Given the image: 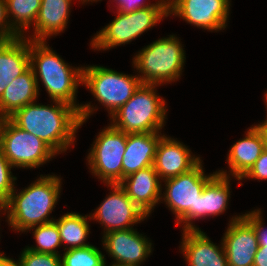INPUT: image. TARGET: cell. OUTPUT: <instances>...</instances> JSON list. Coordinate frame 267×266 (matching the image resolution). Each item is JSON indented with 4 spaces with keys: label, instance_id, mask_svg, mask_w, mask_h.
<instances>
[{
    "label": "cell",
    "instance_id": "cell-38",
    "mask_svg": "<svg viewBox=\"0 0 267 266\" xmlns=\"http://www.w3.org/2000/svg\"><path fill=\"white\" fill-rule=\"evenodd\" d=\"M104 266H107V265H106V262H105ZM110 266H135V265H127V264H118V263H113V264H112V265H110Z\"/></svg>",
    "mask_w": 267,
    "mask_h": 266
},
{
    "label": "cell",
    "instance_id": "cell-19",
    "mask_svg": "<svg viewBox=\"0 0 267 266\" xmlns=\"http://www.w3.org/2000/svg\"><path fill=\"white\" fill-rule=\"evenodd\" d=\"M30 68V40L18 37L0 40V99L13 79Z\"/></svg>",
    "mask_w": 267,
    "mask_h": 266
},
{
    "label": "cell",
    "instance_id": "cell-11",
    "mask_svg": "<svg viewBox=\"0 0 267 266\" xmlns=\"http://www.w3.org/2000/svg\"><path fill=\"white\" fill-rule=\"evenodd\" d=\"M106 186L110 187L112 191L89 217V220L95 219L102 224L105 229L104 234L131 229L134 224L140 223L148 217L127 196L119 184H106Z\"/></svg>",
    "mask_w": 267,
    "mask_h": 266
},
{
    "label": "cell",
    "instance_id": "cell-35",
    "mask_svg": "<svg viewBox=\"0 0 267 266\" xmlns=\"http://www.w3.org/2000/svg\"><path fill=\"white\" fill-rule=\"evenodd\" d=\"M262 133H263V137L265 140V149L267 150V126H260Z\"/></svg>",
    "mask_w": 267,
    "mask_h": 266
},
{
    "label": "cell",
    "instance_id": "cell-25",
    "mask_svg": "<svg viewBox=\"0 0 267 266\" xmlns=\"http://www.w3.org/2000/svg\"><path fill=\"white\" fill-rule=\"evenodd\" d=\"M6 15L11 28L23 37L38 17L41 0H5ZM12 16V17H11ZM11 18V19H9Z\"/></svg>",
    "mask_w": 267,
    "mask_h": 266
},
{
    "label": "cell",
    "instance_id": "cell-37",
    "mask_svg": "<svg viewBox=\"0 0 267 266\" xmlns=\"http://www.w3.org/2000/svg\"><path fill=\"white\" fill-rule=\"evenodd\" d=\"M265 100H266L265 103H266V107H267V91H266V94H265ZM258 126H267V117H266V120L264 122L258 124Z\"/></svg>",
    "mask_w": 267,
    "mask_h": 266
},
{
    "label": "cell",
    "instance_id": "cell-9",
    "mask_svg": "<svg viewBox=\"0 0 267 266\" xmlns=\"http://www.w3.org/2000/svg\"><path fill=\"white\" fill-rule=\"evenodd\" d=\"M87 156L92 174L106 184L122 181V162L126 150L127 133L112 125L104 127L96 136Z\"/></svg>",
    "mask_w": 267,
    "mask_h": 266
},
{
    "label": "cell",
    "instance_id": "cell-12",
    "mask_svg": "<svg viewBox=\"0 0 267 266\" xmlns=\"http://www.w3.org/2000/svg\"><path fill=\"white\" fill-rule=\"evenodd\" d=\"M230 0H168V14L208 31L227 26Z\"/></svg>",
    "mask_w": 267,
    "mask_h": 266
},
{
    "label": "cell",
    "instance_id": "cell-2",
    "mask_svg": "<svg viewBox=\"0 0 267 266\" xmlns=\"http://www.w3.org/2000/svg\"><path fill=\"white\" fill-rule=\"evenodd\" d=\"M46 43V40H30V67L34 71L38 92L41 81L51 100L74 106L78 110L81 127L96 110L90 103H76L77 88L83 85V67L68 65Z\"/></svg>",
    "mask_w": 267,
    "mask_h": 266
},
{
    "label": "cell",
    "instance_id": "cell-1",
    "mask_svg": "<svg viewBox=\"0 0 267 266\" xmlns=\"http://www.w3.org/2000/svg\"><path fill=\"white\" fill-rule=\"evenodd\" d=\"M54 105L35 102L17 110L9 119L20 129L45 142L56 154L63 153L75 142L80 127L78 110L65 102Z\"/></svg>",
    "mask_w": 267,
    "mask_h": 266
},
{
    "label": "cell",
    "instance_id": "cell-15",
    "mask_svg": "<svg viewBox=\"0 0 267 266\" xmlns=\"http://www.w3.org/2000/svg\"><path fill=\"white\" fill-rule=\"evenodd\" d=\"M191 154V150L182 142L163 134L157 144L153 163L159 179L163 181L194 168L201 159Z\"/></svg>",
    "mask_w": 267,
    "mask_h": 266
},
{
    "label": "cell",
    "instance_id": "cell-39",
    "mask_svg": "<svg viewBox=\"0 0 267 266\" xmlns=\"http://www.w3.org/2000/svg\"><path fill=\"white\" fill-rule=\"evenodd\" d=\"M80 1L84 4V2H86V3H87V2H90V1H91V2H94V1L97 2V1H99V0H80ZM100 1H101V0H100Z\"/></svg>",
    "mask_w": 267,
    "mask_h": 266
},
{
    "label": "cell",
    "instance_id": "cell-20",
    "mask_svg": "<svg viewBox=\"0 0 267 266\" xmlns=\"http://www.w3.org/2000/svg\"><path fill=\"white\" fill-rule=\"evenodd\" d=\"M162 136L161 132L127 134L122 180L138 170L153 166L156 147Z\"/></svg>",
    "mask_w": 267,
    "mask_h": 266
},
{
    "label": "cell",
    "instance_id": "cell-21",
    "mask_svg": "<svg viewBox=\"0 0 267 266\" xmlns=\"http://www.w3.org/2000/svg\"><path fill=\"white\" fill-rule=\"evenodd\" d=\"M72 0H41L40 11L33 25L34 35L29 40H46L65 30ZM32 37V38H31Z\"/></svg>",
    "mask_w": 267,
    "mask_h": 266
},
{
    "label": "cell",
    "instance_id": "cell-22",
    "mask_svg": "<svg viewBox=\"0 0 267 266\" xmlns=\"http://www.w3.org/2000/svg\"><path fill=\"white\" fill-rule=\"evenodd\" d=\"M38 95L36 78L30 67L25 73L13 79L10 85H7L0 99V111L6 118H9L17 110L35 102Z\"/></svg>",
    "mask_w": 267,
    "mask_h": 266
},
{
    "label": "cell",
    "instance_id": "cell-16",
    "mask_svg": "<svg viewBox=\"0 0 267 266\" xmlns=\"http://www.w3.org/2000/svg\"><path fill=\"white\" fill-rule=\"evenodd\" d=\"M161 182L154 167L149 166L127 176L119 185L140 210L149 217L156 204L161 202Z\"/></svg>",
    "mask_w": 267,
    "mask_h": 266
},
{
    "label": "cell",
    "instance_id": "cell-27",
    "mask_svg": "<svg viewBox=\"0 0 267 266\" xmlns=\"http://www.w3.org/2000/svg\"><path fill=\"white\" fill-rule=\"evenodd\" d=\"M60 257L61 266H104L106 262L105 255L94 245L68 249Z\"/></svg>",
    "mask_w": 267,
    "mask_h": 266
},
{
    "label": "cell",
    "instance_id": "cell-18",
    "mask_svg": "<svg viewBox=\"0 0 267 266\" xmlns=\"http://www.w3.org/2000/svg\"><path fill=\"white\" fill-rule=\"evenodd\" d=\"M181 251L188 266H229L223 243L214 244L200 230H187L182 233Z\"/></svg>",
    "mask_w": 267,
    "mask_h": 266
},
{
    "label": "cell",
    "instance_id": "cell-5",
    "mask_svg": "<svg viewBox=\"0 0 267 266\" xmlns=\"http://www.w3.org/2000/svg\"><path fill=\"white\" fill-rule=\"evenodd\" d=\"M179 40L175 35L159 38L135 55L133 67L142 83L162 85L180 78L186 57Z\"/></svg>",
    "mask_w": 267,
    "mask_h": 266
},
{
    "label": "cell",
    "instance_id": "cell-26",
    "mask_svg": "<svg viewBox=\"0 0 267 266\" xmlns=\"http://www.w3.org/2000/svg\"><path fill=\"white\" fill-rule=\"evenodd\" d=\"M31 229H34L33 235L37 245L36 247L27 246V249L40 253L60 255L56 249L62 243L57 224L54 221L30 227L28 231H31Z\"/></svg>",
    "mask_w": 267,
    "mask_h": 266
},
{
    "label": "cell",
    "instance_id": "cell-33",
    "mask_svg": "<svg viewBox=\"0 0 267 266\" xmlns=\"http://www.w3.org/2000/svg\"><path fill=\"white\" fill-rule=\"evenodd\" d=\"M20 37L10 26L6 15L5 0H0V40H12Z\"/></svg>",
    "mask_w": 267,
    "mask_h": 266
},
{
    "label": "cell",
    "instance_id": "cell-3",
    "mask_svg": "<svg viewBox=\"0 0 267 266\" xmlns=\"http://www.w3.org/2000/svg\"><path fill=\"white\" fill-rule=\"evenodd\" d=\"M61 180L56 175H40L34 183L18 193L14 189L7 202L0 206V212H7L9 226L23 233L30 227L54 221L49 215L58 202Z\"/></svg>",
    "mask_w": 267,
    "mask_h": 266
},
{
    "label": "cell",
    "instance_id": "cell-32",
    "mask_svg": "<svg viewBox=\"0 0 267 266\" xmlns=\"http://www.w3.org/2000/svg\"><path fill=\"white\" fill-rule=\"evenodd\" d=\"M257 179L266 180L267 179V150L265 149L260 157L255 161L251 169L240 179Z\"/></svg>",
    "mask_w": 267,
    "mask_h": 266
},
{
    "label": "cell",
    "instance_id": "cell-6",
    "mask_svg": "<svg viewBox=\"0 0 267 266\" xmlns=\"http://www.w3.org/2000/svg\"><path fill=\"white\" fill-rule=\"evenodd\" d=\"M200 161L190 171L175 177L165 179V192L161 193V199L175 214L176 225H183L182 230H199L193 225L196 219V202L205 185L217 174L205 175ZM163 195V196H162Z\"/></svg>",
    "mask_w": 267,
    "mask_h": 266
},
{
    "label": "cell",
    "instance_id": "cell-36",
    "mask_svg": "<svg viewBox=\"0 0 267 266\" xmlns=\"http://www.w3.org/2000/svg\"><path fill=\"white\" fill-rule=\"evenodd\" d=\"M6 119L7 118L0 111V137H1V131H2V128H3V124H4Z\"/></svg>",
    "mask_w": 267,
    "mask_h": 266
},
{
    "label": "cell",
    "instance_id": "cell-30",
    "mask_svg": "<svg viewBox=\"0 0 267 266\" xmlns=\"http://www.w3.org/2000/svg\"><path fill=\"white\" fill-rule=\"evenodd\" d=\"M20 266H61L60 255L31 251L25 248L18 260Z\"/></svg>",
    "mask_w": 267,
    "mask_h": 266
},
{
    "label": "cell",
    "instance_id": "cell-8",
    "mask_svg": "<svg viewBox=\"0 0 267 266\" xmlns=\"http://www.w3.org/2000/svg\"><path fill=\"white\" fill-rule=\"evenodd\" d=\"M141 83L137 75H126L103 66L83 67L84 86L106 107L110 117L133 96Z\"/></svg>",
    "mask_w": 267,
    "mask_h": 266
},
{
    "label": "cell",
    "instance_id": "cell-17",
    "mask_svg": "<svg viewBox=\"0 0 267 266\" xmlns=\"http://www.w3.org/2000/svg\"><path fill=\"white\" fill-rule=\"evenodd\" d=\"M264 150L265 140L260 126H251L245 137L235 142L229 150L227 162L230 174L227 175L226 170H219L217 173L228 177L231 175L240 181Z\"/></svg>",
    "mask_w": 267,
    "mask_h": 266
},
{
    "label": "cell",
    "instance_id": "cell-13",
    "mask_svg": "<svg viewBox=\"0 0 267 266\" xmlns=\"http://www.w3.org/2000/svg\"><path fill=\"white\" fill-rule=\"evenodd\" d=\"M145 237L133 228L111 231L103 235L102 244L114 263L140 266L152 253V243Z\"/></svg>",
    "mask_w": 267,
    "mask_h": 266
},
{
    "label": "cell",
    "instance_id": "cell-24",
    "mask_svg": "<svg viewBox=\"0 0 267 266\" xmlns=\"http://www.w3.org/2000/svg\"><path fill=\"white\" fill-rule=\"evenodd\" d=\"M88 217H90V214L83 216L79 213L69 212L57 220L54 219L59 230L61 243L66 244L64 250L91 245L89 242L86 243L87 236L90 232V226L87 221Z\"/></svg>",
    "mask_w": 267,
    "mask_h": 266
},
{
    "label": "cell",
    "instance_id": "cell-31",
    "mask_svg": "<svg viewBox=\"0 0 267 266\" xmlns=\"http://www.w3.org/2000/svg\"><path fill=\"white\" fill-rule=\"evenodd\" d=\"M116 1V9L122 13H131L137 9L151 6H168V0L157 1L156 4H145L144 0H114Z\"/></svg>",
    "mask_w": 267,
    "mask_h": 266
},
{
    "label": "cell",
    "instance_id": "cell-4",
    "mask_svg": "<svg viewBox=\"0 0 267 266\" xmlns=\"http://www.w3.org/2000/svg\"><path fill=\"white\" fill-rule=\"evenodd\" d=\"M157 86L141 83L133 96L110 117L111 125L127 134L161 132L167 106L157 95Z\"/></svg>",
    "mask_w": 267,
    "mask_h": 266
},
{
    "label": "cell",
    "instance_id": "cell-23",
    "mask_svg": "<svg viewBox=\"0 0 267 266\" xmlns=\"http://www.w3.org/2000/svg\"><path fill=\"white\" fill-rule=\"evenodd\" d=\"M230 177L216 174L196 202V219L218 216L226 211L230 198Z\"/></svg>",
    "mask_w": 267,
    "mask_h": 266
},
{
    "label": "cell",
    "instance_id": "cell-28",
    "mask_svg": "<svg viewBox=\"0 0 267 266\" xmlns=\"http://www.w3.org/2000/svg\"><path fill=\"white\" fill-rule=\"evenodd\" d=\"M261 209L242 214V217L253 227L257 240L258 249L254 257L253 266H267V229L263 226Z\"/></svg>",
    "mask_w": 267,
    "mask_h": 266
},
{
    "label": "cell",
    "instance_id": "cell-34",
    "mask_svg": "<svg viewBox=\"0 0 267 266\" xmlns=\"http://www.w3.org/2000/svg\"><path fill=\"white\" fill-rule=\"evenodd\" d=\"M0 266H20L18 260L6 257L4 254L0 256Z\"/></svg>",
    "mask_w": 267,
    "mask_h": 266
},
{
    "label": "cell",
    "instance_id": "cell-14",
    "mask_svg": "<svg viewBox=\"0 0 267 266\" xmlns=\"http://www.w3.org/2000/svg\"><path fill=\"white\" fill-rule=\"evenodd\" d=\"M222 238L229 266H253L258 240L253 227L242 217L234 216Z\"/></svg>",
    "mask_w": 267,
    "mask_h": 266
},
{
    "label": "cell",
    "instance_id": "cell-10",
    "mask_svg": "<svg viewBox=\"0 0 267 266\" xmlns=\"http://www.w3.org/2000/svg\"><path fill=\"white\" fill-rule=\"evenodd\" d=\"M0 148L14 168H38L57 155L40 138L20 129L9 118L3 124Z\"/></svg>",
    "mask_w": 267,
    "mask_h": 266
},
{
    "label": "cell",
    "instance_id": "cell-7",
    "mask_svg": "<svg viewBox=\"0 0 267 266\" xmlns=\"http://www.w3.org/2000/svg\"><path fill=\"white\" fill-rule=\"evenodd\" d=\"M117 16L91 40L92 48L98 50L128 44L148 29L168 17V6H151L131 13L117 11Z\"/></svg>",
    "mask_w": 267,
    "mask_h": 266
},
{
    "label": "cell",
    "instance_id": "cell-29",
    "mask_svg": "<svg viewBox=\"0 0 267 266\" xmlns=\"http://www.w3.org/2000/svg\"><path fill=\"white\" fill-rule=\"evenodd\" d=\"M11 168H13V166L0 148V206H3L7 202L10 194L15 189L14 181H16L17 178L12 175Z\"/></svg>",
    "mask_w": 267,
    "mask_h": 266
}]
</instances>
